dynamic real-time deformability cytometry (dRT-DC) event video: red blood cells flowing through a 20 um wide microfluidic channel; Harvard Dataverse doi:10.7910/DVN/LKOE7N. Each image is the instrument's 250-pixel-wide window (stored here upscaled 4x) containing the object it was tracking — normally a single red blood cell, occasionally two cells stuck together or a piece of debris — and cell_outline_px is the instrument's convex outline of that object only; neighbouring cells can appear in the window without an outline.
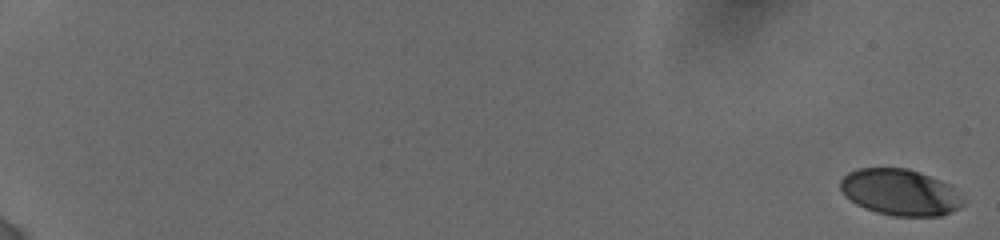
{"species": "human", "species_latin": "Homo sapiens", "temperature_condition": "cold", "stored_images_in_passage": 57, "camera_frame_rate_fps": 3000, "um_per_image_px": 0.085, "donor": {"sex": "female"}, "frame": {"image": 1, "passage_image": 1, "time_ms": 0.0, "image_size_px": [1000, 240], "cell_outline_px": [[964, 204], [940, 216], [896, 216], [876, 212], [864, 208], [856, 204], [844, 196], [840, 188], [840, 180], [848, 172], [860, 168], [908, 168], [920, 172], [940, 180], [948, 184], [964, 200]], "centroid_in_image_um": [76.46, 16.34], "position_along_channel_um": 8.5, "area_um2": 32.95}}
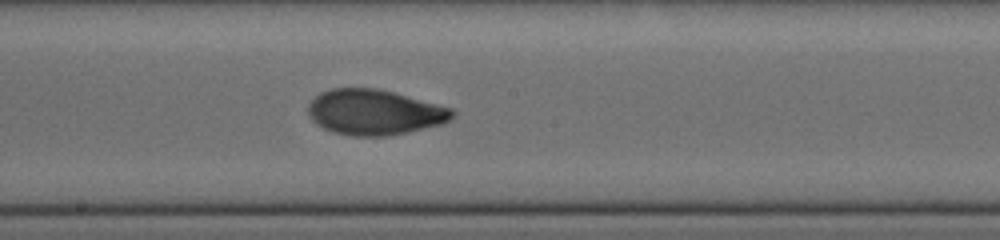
{"frame": {"image": 2, "passage_image": 31, "time_ms": 11.333, "image_size_px": [1000, 240], "cell_outline_px": [[456, 116], [444, 124], [408, 132], [388, 136], [352, 136], [332, 132], [316, 124], [308, 116], [308, 104], [320, 92], [332, 88], [376, 88], [392, 92], [452, 108], [456, 112]], "centroid_in_image_um": [31.84, 9.55], "position_along_channel_um": 216.4, "area_um2": 38.32}}
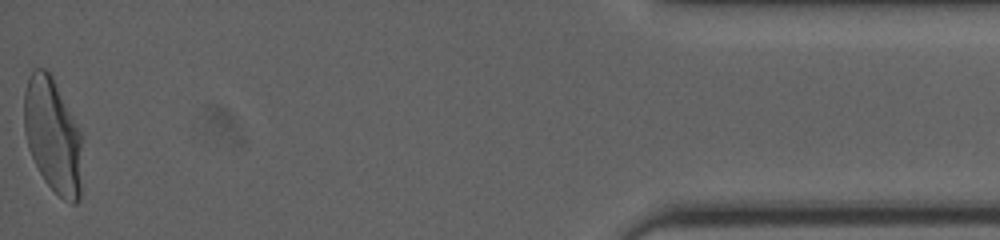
{"frame": {"image": 3, "passage_image": 57, "time_ms": 18.667, "image_size_px": [1000, 240], "cell_outline_px": [[80, 200], [76, 204], [72, 204], [64, 200], [44, 180], [28, 148], [24, 132], [24, 92], [32, 68], [44, 68], [52, 76], [80, 132]], "centroid_in_image_um": [4.45, 11.51], "position_along_channel_um": 430.7, "area_um2": 38.15}, "authors_computed_cell_mechanics": {"area_um2": 36.9342, "velocity_mm_per_s": 3.8645, "shape_relaxation_time_tau1_ms": 4.0385, "shape_relaxation_time_tau2_ms": 0.9107, "deformation_change_tau1": 0.1852, "deformation_change_tau2": 0.0523}}